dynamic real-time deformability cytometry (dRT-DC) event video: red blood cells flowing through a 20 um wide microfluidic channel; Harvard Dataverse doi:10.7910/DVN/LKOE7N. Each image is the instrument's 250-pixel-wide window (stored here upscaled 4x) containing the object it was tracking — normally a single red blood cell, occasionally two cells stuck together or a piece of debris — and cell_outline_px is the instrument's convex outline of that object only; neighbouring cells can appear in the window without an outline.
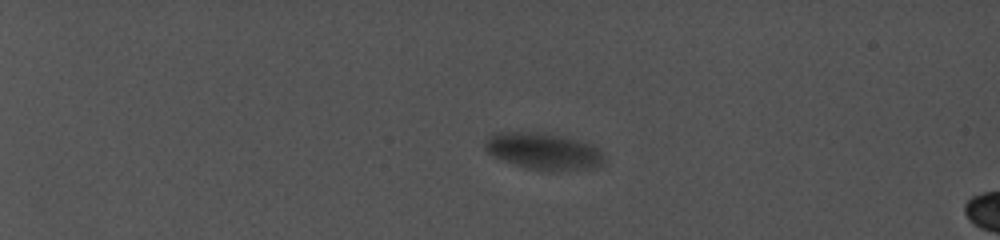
{"species": "common noctule bat (a hibernating species)", "species_latin": "Nyctalus noctula", "temperature_condition": "cold", "stored_images_in_passage": 55, "camera_frame_rate_fps": 5000, "um_per_image_px": 0.085, "animal": {"sex": "female", "body_mass_g": 19.0, "forearm_length_mm": 56.7}, "frame": {"image": 1, "passage_image": 1, "time_ms": 0.0, "image_size_px": [1000, 240], "cell_outline_px": [[600, 160], [592, 164], [560, 168], [536, 168], [520, 164], [496, 156], [488, 152], [484, 148], [484, 140], [492, 132], [544, 132], [584, 140], [596, 144], [600, 148]], "centroid_in_image_um": [46.08, 12.71], "position_along_channel_um": 38.9, "area_um2": 23.76}}
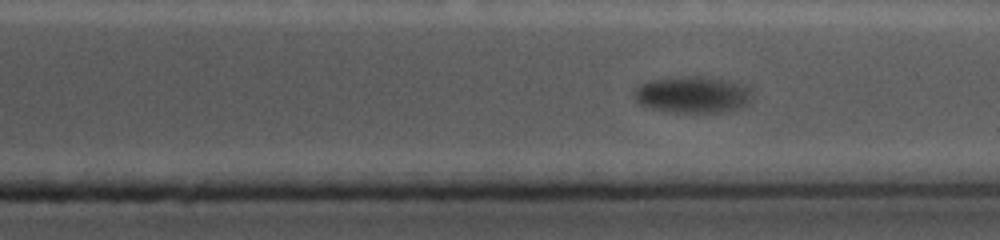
{"frame": {"image": 2, "passage_image": 47, "time_ms": 12.6, "image_size_px": [1000, 240], "cell_outline_px": [[752, 96], [748, 104], [736, 108], [720, 112], [672, 112], [652, 108], [640, 104], [636, 100], [636, 88], [640, 84], [648, 80], [680, 76], [688, 76], [720, 80], [736, 84], [744, 88]], "centroid_in_image_um": [58.78, 8.06], "position_along_channel_um": 352.6, "area_um2": 24.22}}
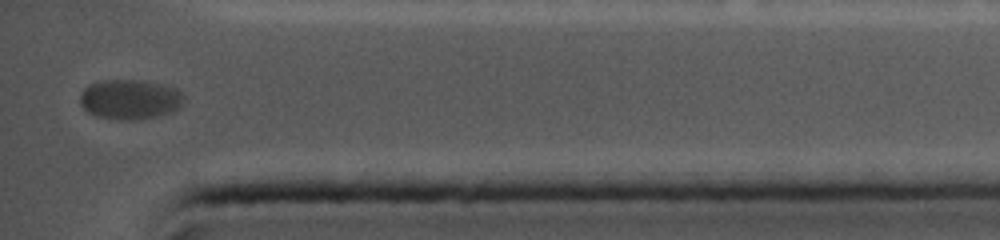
{"frame": {"image": 3, "passage_image": 55, "time_ms": 14.6, "image_size_px": [1000, 240], "cell_outline_px": [[184, 96], [180, 104], [176, 108], [168, 112], [156, 116], [140, 120], [120, 120], [96, 116], [88, 112], [80, 104], [80, 96], [84, 88], [88, 84], [100, 80], [144, 80], [176, 88]], "centroid_in_image_um": [10.99, 8.44], "position_along_channel_um": 424.2, "area_um2": 24.04}}